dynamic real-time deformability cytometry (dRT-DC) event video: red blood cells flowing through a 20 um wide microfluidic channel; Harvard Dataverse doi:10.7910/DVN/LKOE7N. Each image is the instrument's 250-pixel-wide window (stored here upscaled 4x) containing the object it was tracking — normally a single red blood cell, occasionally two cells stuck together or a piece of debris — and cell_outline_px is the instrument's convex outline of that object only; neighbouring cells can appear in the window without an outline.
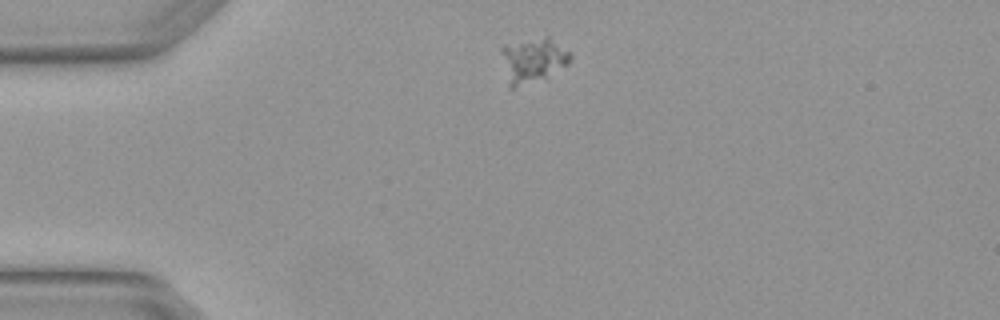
{"species": "Egyptian fruit bat (a non-hibernating species)", "species_latin": "Rousettus aegyptiacus", "temperature_condition": "warm", "stored_images_in_passage": 2, "camera_frame_rate_fps": 3000, "um_per_image_px": 0.085, "animal": {"sex": "female"}, "frame": {"image": 1, "passage_image": 1, "time_ms": 0.0, "image_size_px": [1000, 320], "cell_outline_px": [[572, 60], [568, 64], [548, 80], [512, 88], [508, 88], [500, 48], [504, 44], [544, 36], [548, 36], [568, 52], [572, 56]], "centroid_in_image_um": [45.3, 5.17], "position_along_channel_um": 39.7, "area_um2": 18.67}}